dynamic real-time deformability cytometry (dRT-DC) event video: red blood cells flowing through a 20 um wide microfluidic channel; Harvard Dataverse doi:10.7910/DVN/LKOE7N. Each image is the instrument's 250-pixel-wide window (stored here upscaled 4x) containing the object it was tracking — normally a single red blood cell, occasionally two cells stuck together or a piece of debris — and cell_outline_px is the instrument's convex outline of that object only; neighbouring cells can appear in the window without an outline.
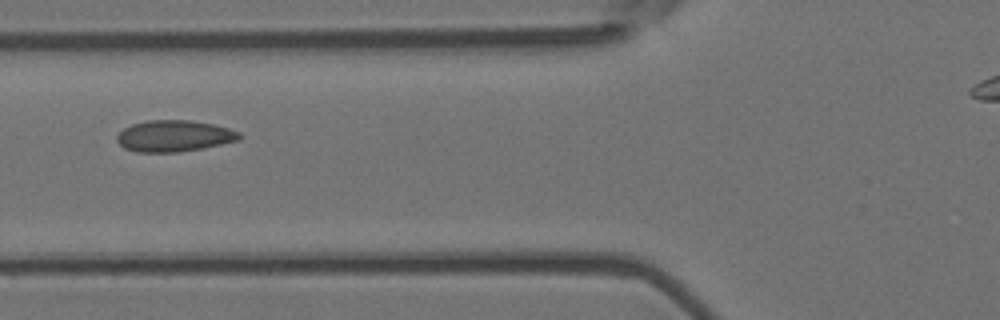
{"species": "Egyptian fruit bat (a non-hibernating species)", "species_latin": "Rousettus aegyptiacus", "temperature_condition": "room temperature", "stored_images_in_passage": 6, "camera_frame_rate_fps": 3000, "um_per_image_px": 0.085, "animal": {"sex": "female"}, "frame": {"image": 1, "passage_image": 6, "time_ms": 1.667, "image_size_px": [1000, 320], "cell_outline_px": [[240, 140], [200, 148], [176, 152], [136, 152], [124, 148], [116, 140], [116, 136], [124, 128], [132, 124], [148, 120], [188, 120], [212, 124], [228, 128], [240, 132]], "centroid_in_image_um": [14.77, 11.55], "position_along_channel_um": 111.0, "area_um2": 22.2}}